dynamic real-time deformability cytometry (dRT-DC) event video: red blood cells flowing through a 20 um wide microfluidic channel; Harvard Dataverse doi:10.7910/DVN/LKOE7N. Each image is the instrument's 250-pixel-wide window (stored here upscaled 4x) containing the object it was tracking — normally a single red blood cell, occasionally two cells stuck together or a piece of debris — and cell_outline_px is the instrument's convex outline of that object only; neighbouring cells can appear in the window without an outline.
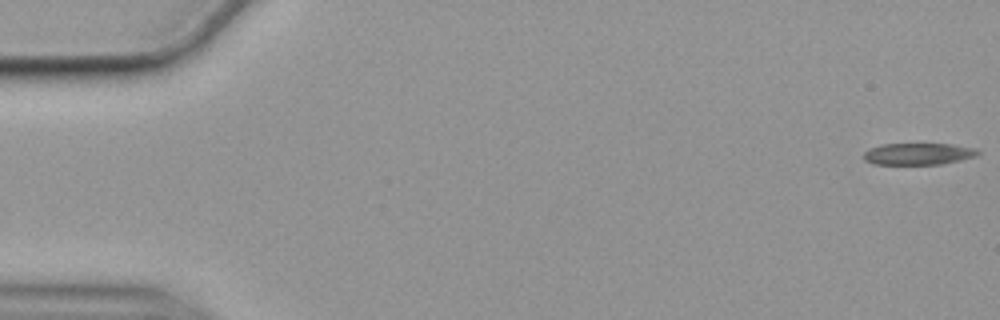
{"species": "common noctule bat (a hibernating species)", "species_latin": "Nyctalus noctula", "temperature_condition": "cold", "stored_images_in_passage": 57, "camera_frame_rate_fps": 3000, "um_per_image_px": 0.085, "animal": {"sex": "female", "body_mass_g": 19.9}, "frame": {"image": 1, "passage_image": 1, "time_ms": 0.0, "image_size_px": [1000, 320], "cell_outline_px": [[980, 152], [976, 156], [940, 164], [872, 164], [864, 160], [864, 152], [868, 148], [880, 144], [952, 144], [976, 148]], "centroid_in_image_um": [78.01, 13.07], "position_along_channel_um": 7.0, "area_um2": 14.45}}
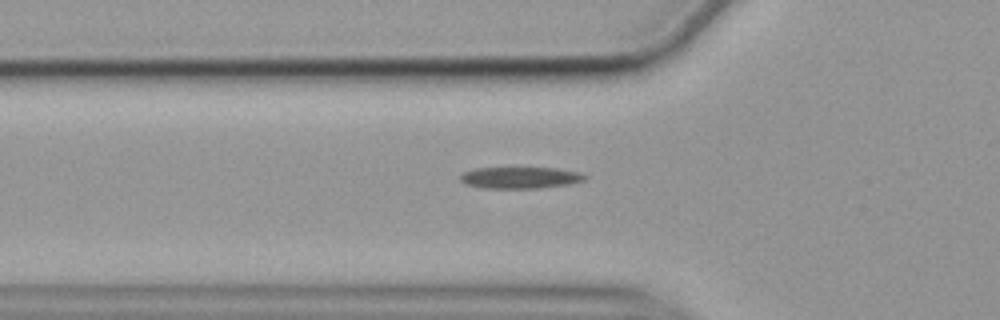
{"frame": {"image": 2, "passage_image": 19, "time_ms": 6.0, "image_size_px": [1000, 320], "cell_outline_px": [[588, 176], [584, 180], [568, 184], [536, 188], [484, 188], [464, 184], [460, 180], [460, 176], [464, 172], [476, 168], [556, 168], [580, 172]], "centroid_in_image_um": [44.21, 15.1], "position_along_channel_um": 81.6, "area_um2": 15.55}}
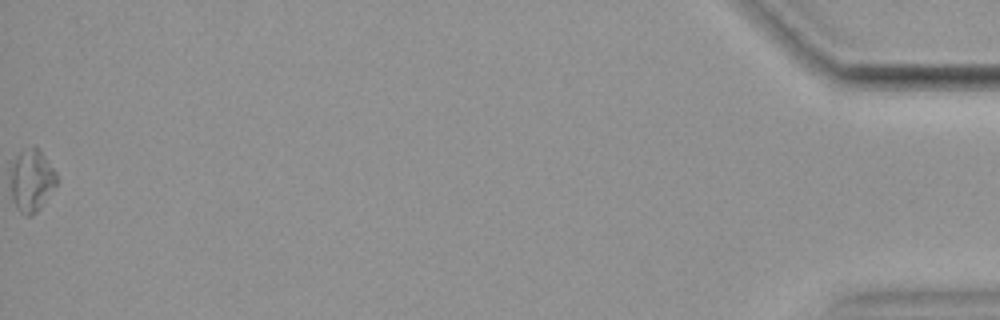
{"frame": {"image": 3, "passage_image": 57, "time_ms": 18.667, "image_size_px": [1000, 320], "cell_outline_px": [[60, 180], [40, 208], [32, 216], [28, 216], [20, 212], [16, 208], [12, 200], [12, 164], [16, 156], [24, 148], [36, 148], [44, 156], [56, 172]], "centroid_in_image_um": [2.71, 15.37], "position_along_channel_um": 432.5, "area_um2": 16.53}, "authors_computed_cell_mechanics": {"area_um2": 15.4326, "velocity_mm_per_s": 3.5608, "shape_relaxation_time_tau1_ms": 9.5231, "shape_relaxation_time_tau2_ms": 4.2521, "deformation_change_tau1": 0.1972, "deformation_change_tau2": 0.1544}}